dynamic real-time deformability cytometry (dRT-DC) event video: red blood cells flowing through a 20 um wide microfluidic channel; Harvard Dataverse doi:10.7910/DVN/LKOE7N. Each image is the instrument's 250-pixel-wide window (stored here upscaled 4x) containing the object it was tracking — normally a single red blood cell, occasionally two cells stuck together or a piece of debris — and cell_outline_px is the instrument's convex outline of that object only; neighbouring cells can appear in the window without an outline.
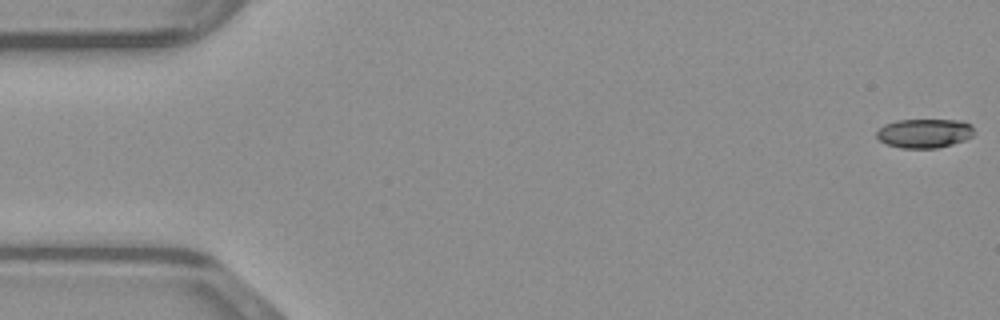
{"species": "common noctule bat (a hibernating species)", "species_latin": "Nyctalus noctula", "temperature_condition": "warm", "stored_images_in_passage": 49, "camera_frame_rate_fps": 3000, "um_per_image_px": 0.085, "animal": {"sex": "male", "body_mass_g": 23.1, "forearm_length_mm": 52.7}, "frame": {"image": 1, "passage_image": 1, "time_ms": 0.0, "image_size_px": [1000, 320], "cell_outline_px": [[976, 132], [972, 136], [964, 140], [952, 144], [936, 148], [900, 148], [888, 144], [880, 140], [876, 136], [876, 132], [884, 124], [896, 120], [964, 120], [972, 124]], "centroid_in_image_um": [78.61, 11.31], "position_along_channel_um": 6.4, "area_um2": 16.7}}
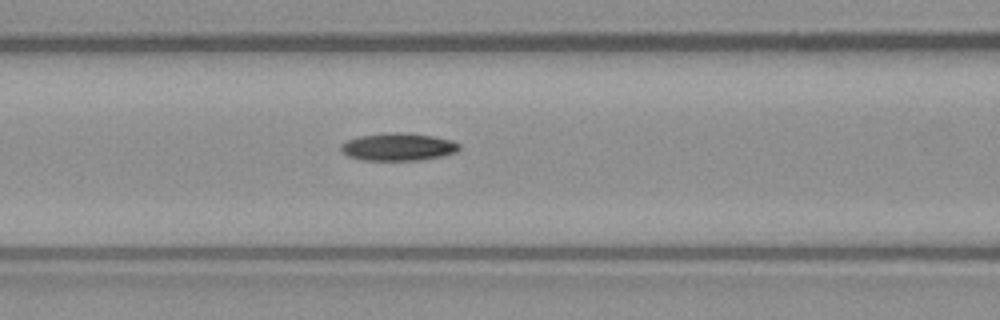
{"frame": {"image": 2, "passage_image": 20, "time_ms": 6.333, "image_size_px": [1000, 320], "cell_outline_px": [[460, 148], [456, 152], [440, 156], [420, 160], [364, 160], [348, 156], [340, 148], [340, 144], [356, 136], [388, 132], [404, 132], [432, 136], [452, 140], [460, 144]], "centroid_in_image_um": [33.83, 12.47], "position_along_channel_um": 132.8, "area_um2": 19.07}}
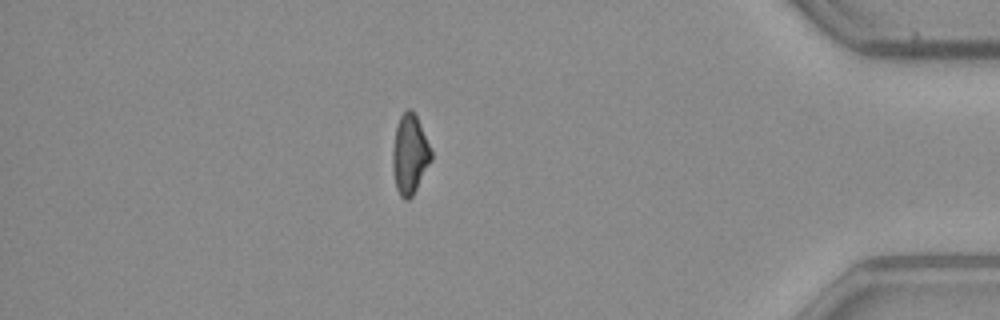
{"frame": {"image": 3, "passage_image": 42, "time_ms": 13.667, "image_size_px": [1000, 320], "cell_outline_px": [[432, 160], [412, 196], [408, 200], [404, 200], [400, 196], [396, 188], [392, 168], [392, 152], [396, 128], [400, 116], [408, 108], [412, 108], [420, 124], [432, 152]], "centroid_in_image_um": [34.82, 13.13], "position_along_channel_um": 400.4, "area_um2": 17.8}}